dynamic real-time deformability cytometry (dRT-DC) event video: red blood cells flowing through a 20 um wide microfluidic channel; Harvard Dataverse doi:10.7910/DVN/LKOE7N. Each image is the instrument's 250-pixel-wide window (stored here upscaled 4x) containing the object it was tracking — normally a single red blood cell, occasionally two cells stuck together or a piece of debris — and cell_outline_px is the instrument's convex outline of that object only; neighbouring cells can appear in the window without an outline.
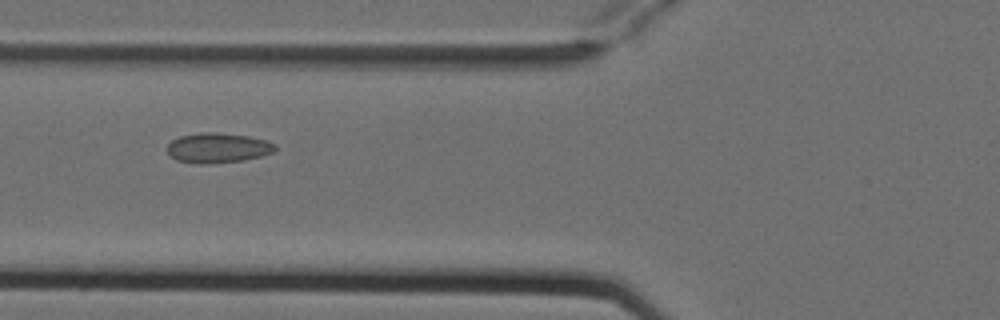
{"species": "Egyptian fruit bat (a non-hibernating species)", "species_latin": "Rousettus aegyptiacus", "temperature_condition": "cold", "stored_images_in_passage": 4, "camera_frame_rate_fps": 3000, "um_per_image_px": 0.085, "animal": {"sex": "female"}, "frame": {"image": 1, "passage_image": 2, "time_ms": 0.333, "image_size_px": [1000, 320], "cell_outline_px": [[276, 148], [272, 152], [260, 156], [244, 160], [212, 164], [196, 164], [176, 160], [168, 152], [168, 144], [172, 140], [180, 136], [200, 132], [216, 132], [248, 136], [264, 140], [276, 144]], "centroid_in_image_um": [18.49, 12.57], "position_along_channel_um": 107.3, "area_um2": 18.84}}
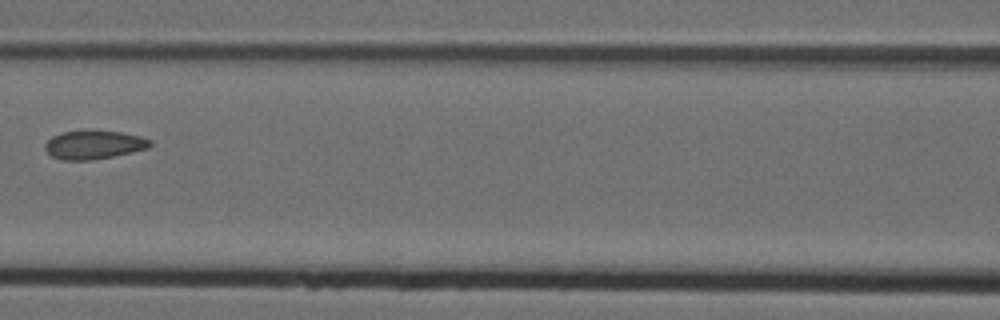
{"frame": {"image": 2, "passage_image": 3, "time_ms": 0.667, "image_size_px": [1000, 320], "cell_outline_px": [[152, 144], [148, 148], [132, 152], [92, 160], [60, 160], [52, 156], [44, 148], [44, 144], [52, 136], [60, 132], [84, 128], [88, 128], [120, 132], [140, 136], [152, 140]], "centroid_in_image_um": [7.95, 12.26], "position_along_channel_um": 158.7, "area_um2": 18.09}}
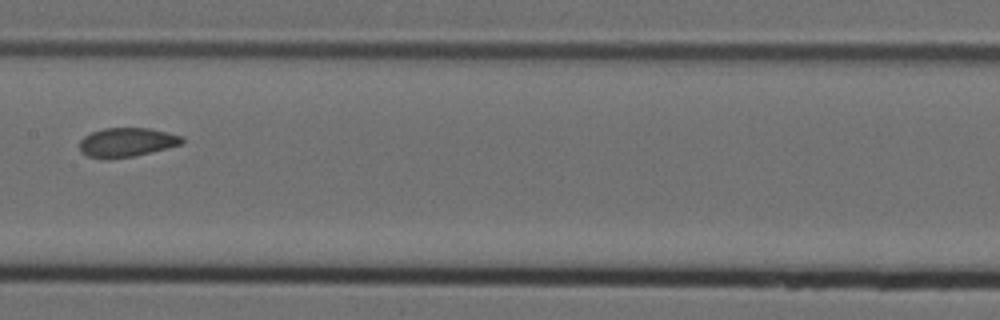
{"frame": {"image": 3, "passage_image": 4, "time_ms": 1.0, "image_size_px": [1000, 320], "cell_outline_px": [[184, 140], [180, 144], [168, 148], [132, 156], [108, 160], [104, 160], [88, 156], [80, 152], [80, 140], [84, 136], [92, 132], [104, 128], [148, 128], [184, 136]], "centroid_in_image_um": [10.74, 12.11], "position_along_channel_um": 196.7, "area_um2": 17.46}}